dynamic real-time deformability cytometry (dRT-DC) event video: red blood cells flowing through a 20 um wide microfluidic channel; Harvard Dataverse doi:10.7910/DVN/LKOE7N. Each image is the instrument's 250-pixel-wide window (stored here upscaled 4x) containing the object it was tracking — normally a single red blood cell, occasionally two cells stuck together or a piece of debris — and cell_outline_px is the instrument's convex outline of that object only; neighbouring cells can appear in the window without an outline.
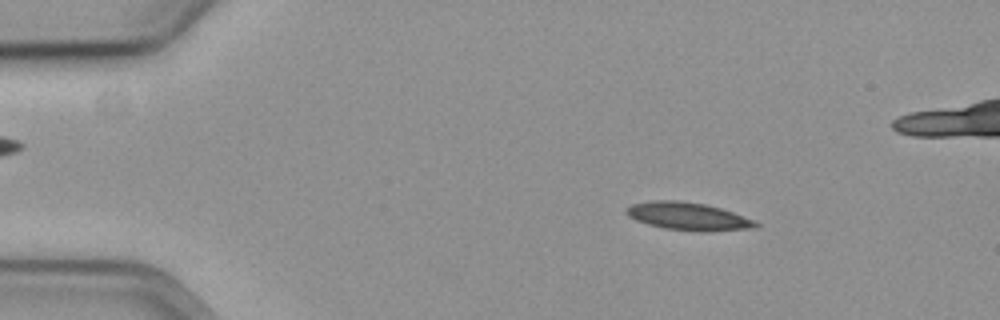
{"species": "common noctule bat (a hibernating species)", "species_latin": "Nyctalus noctula", "temperature_condition": "cold", "stored_images_in_passage": 58, "camera_frame_rate_fps": 3000, "um_per_image_px": 0.085, "animal": {"sex": "female", "body_mass_g": 19.3, "forearm_length_mm": 54.1}, "frame": {"image": 1, "passage_image": 9, "time_ms": 2.667, "image_size_px": [1000, 320], "cell_outline_px": [[760, 224], [756, 228], [704, 232], [664, 228], [648, 224], [636, 220], [628, 216], [624, 212], [632, 204], [656, 200], [676, 200], [704, 204], [720, 208], [732, 212], [752, 220]], "centroid_in_image_um": [58.48, 18.39], "position_along_channel_um": 26.5, "area_um2": 20.69}}
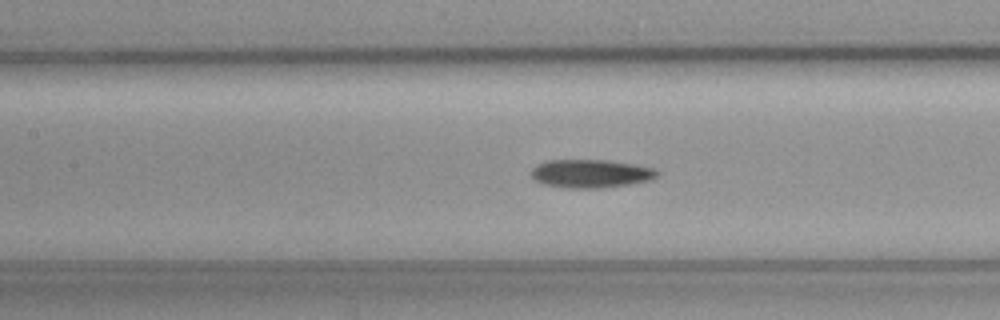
{"frame": {"image": 2, "passage_image": 26, "time_ms": 8.333, "image_size_px": [1000, 320], "cell_outline_px": [[660, 172], [652, 180], [628, 184], [600, 188], [568, 188], [544, 184], [536, 180], [528, 172], [536, 164], [544, 160], [608, 160], [656, 168]], "centroid_in_image_um": [50.19, 14.74], "position_along_channel_um": 157.2, "area_um2": 20.92}}
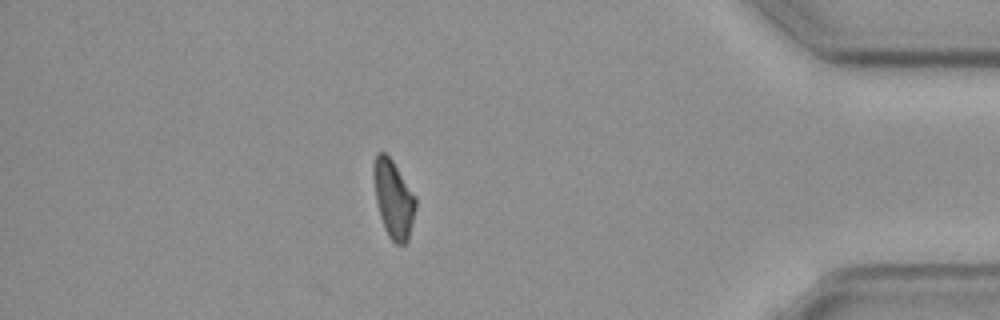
{"frame": {"image": 3, "passage_image": 50, "time_ms": 16.333, "image_size_px": [1000, 320], "cell_outline_px": [[416, 208], [408, 240], [404, 244], [396, 244], [388, 236], [384, 228], [380, 216], [376, 200], [372, 172], [372, 168], [376, 152], [384, 152], [392, 160], [416, 196]], "centroid_in_image_um": [33.43, 16.9], "position_along_channel_um": 401.8, "area_um2": 19.13}, "authors_computed_cell_mechanics": {"area_um2": 20.2589, "velocity_mm_per_s": 3.5859, "shape_relaxation_time_tau1_ms": 6.4517, "shape_relaxation_time_tau2_ms": null, "deformation_change_tau1": 0.1679, "deformation_change_tau2": null}}